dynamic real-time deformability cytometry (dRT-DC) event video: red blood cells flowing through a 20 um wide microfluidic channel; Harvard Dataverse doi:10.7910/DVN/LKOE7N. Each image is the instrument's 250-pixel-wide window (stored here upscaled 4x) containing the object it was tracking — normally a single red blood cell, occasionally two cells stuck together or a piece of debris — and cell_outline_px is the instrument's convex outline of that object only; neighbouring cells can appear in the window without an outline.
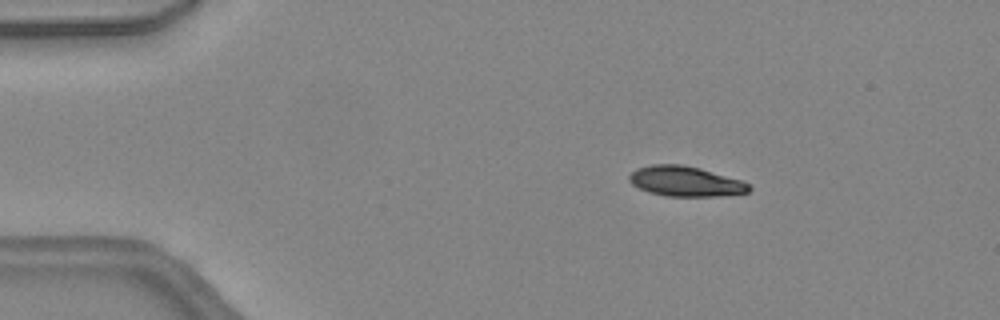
{"species": "common noctule bat (a hibernating species)", "species_latin": "Nyctalus noctula", "temperature_condition": "warm", "stored_images_in_passage": 8, "camera_frame_rate_fps": 3000, "um_per_image_px": 0.085, "animal": {"sex": "female", "body_mass_g": 24.6, "forearm_length_mm": 56.2}, "frame": {"image": 1, "passage_image": 1, "time_ms": 0.0, "image_size_px": [1000, 320], "cell_outline_px": [[752, 188], [748, 192], [720, 196], [668, 196], [648, 192], [632, 184], [628, 180], [628, 176], [636, 168], [652, 164], [680, 164], [700, 168], [740, 180], [748, 184]], "centroid_in_image_um": [58.23, 15.41], "position_along_channel_um": 26.8, "area_um2": 20.92}}